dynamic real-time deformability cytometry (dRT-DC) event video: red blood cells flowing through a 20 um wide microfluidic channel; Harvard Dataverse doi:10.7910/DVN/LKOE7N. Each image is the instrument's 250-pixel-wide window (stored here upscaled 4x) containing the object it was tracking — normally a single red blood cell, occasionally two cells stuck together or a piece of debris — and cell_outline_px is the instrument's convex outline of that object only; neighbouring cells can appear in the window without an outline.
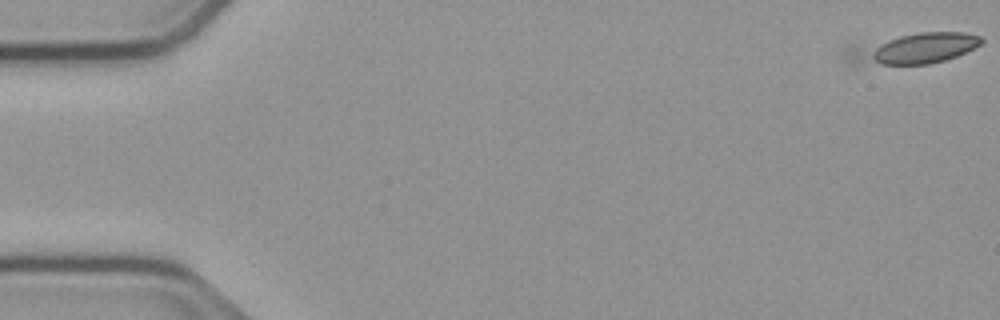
{"species": "common noctule bat (a hibernating species)", "species_latin": "Nyctalus noctula", "temperature_condition": "cold", "stored_images_in_passage": 55, "camera_frame_rate_fps": 3000, "um_per_image_px": 0.085, "animal": {"sex": "male", "body_mass_g": 23.1, "forearm_length_mm": 52.7}, "frame": {"image": 1, "passage_image": 1, "time_ms": 0.0, "image_size_px": [1000, 320], "cell_outline_px": [[984, 40], [980, 44], [956, 56], [944, 60], [928, 64], [856, 68], [844, 56], [844, 48], [848, 44], [920, 32], [964, 32], [980, 36]], "centroid_in_image_um": [77.38, 4.18], "position_along_channel_um": 7.6, "area_um2": 25.49}}
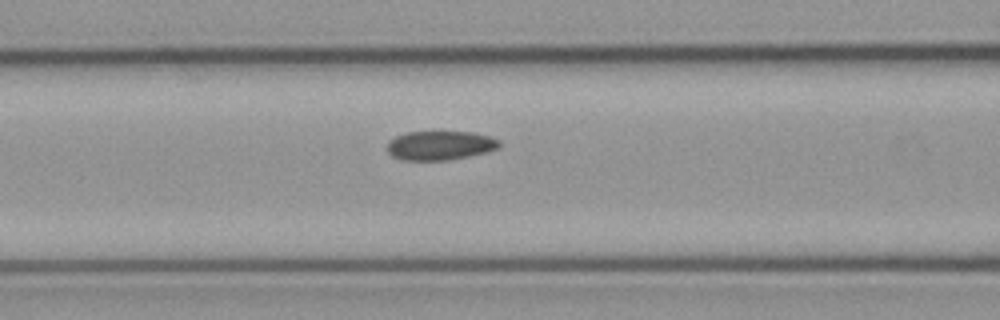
{"frame": {"image": 2, "passage_image": 23, "time_ms": 7.333, "image_size_px": [1000, 320], "cell_outline_px": [[500, 148], [488, 152], [448, 160], [400, 160], [392, 156], [388, 152], [388, 140], [404, 132], [472, 132], [488, 136], [500, 140]], "centroid_in_image_um": [37.4, 12.36], "position_along_channel_um": 129.2, "area_um2": 19.13}}
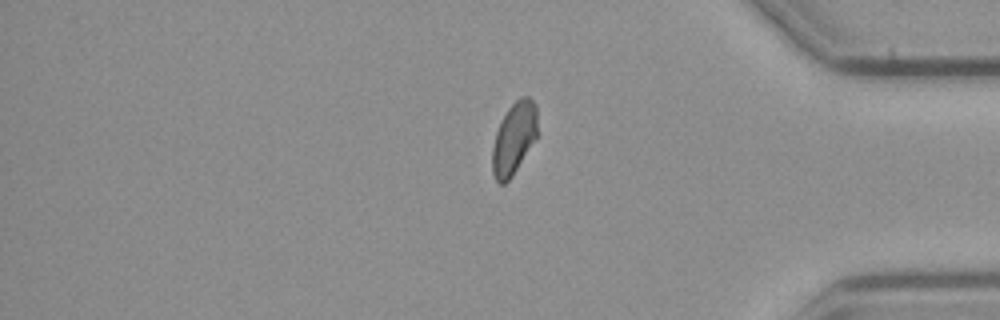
{"frame": {"image": 3, "passage_image": 46, "time_ms": 15.0, "image_size_px": [1000, 320], "cell_outline_px": [[536, 136], [512, 176], [504, 184], [500, 184], [496, 180], [492, 172], [492, 148], [496, 132], [500, 120], [508, 108], [520, 96], [528, 96], [536, 104]], "centroid_in_image_um": [43.65, 11.74], "position_along_channel_um": 391.5, "area_um2": 18.67}, "authors_computed_cell_mechanics": {"area_um2": 19.652, "velocity_mm_per_s": 3.7519, "shape_relaxation_time_tau1_ms": null, "shape_relaxation_time_tau2_ms": 4.4508, "deformation_change_tau1": null, "deformation_change_tau2": 0.0788}}